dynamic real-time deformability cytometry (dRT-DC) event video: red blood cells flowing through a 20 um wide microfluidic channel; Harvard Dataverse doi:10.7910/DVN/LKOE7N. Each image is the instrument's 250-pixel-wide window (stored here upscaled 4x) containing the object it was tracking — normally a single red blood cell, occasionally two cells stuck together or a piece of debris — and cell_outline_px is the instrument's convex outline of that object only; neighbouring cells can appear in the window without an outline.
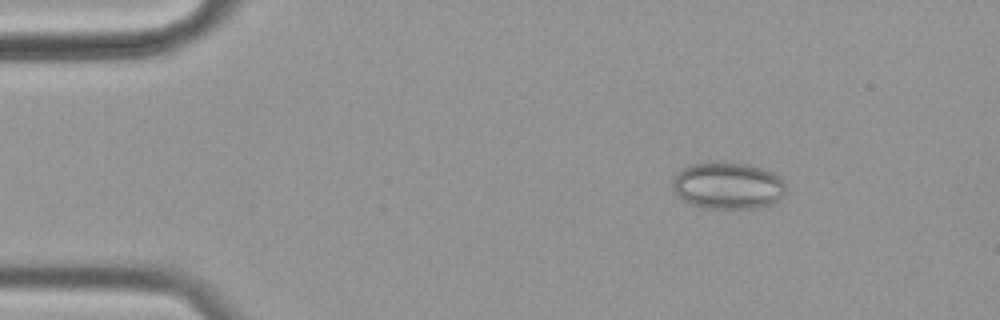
{"species": "common noctule bat (a hibernating species)", "species_latin": "Nyctalus noctula", "temperature_condition": "cold", "stored_images_in_passage": 30, "camera_frame_rate_fps": 3000, "um_per_image_px": 0.085, "animal": {"sex": "female", "body_mass_g": 19.9}, "frame": {"image": 1, "passage_image": 1, "time_ms": 0.0, "image_size_px": [1000, 320], "cell_outline_px": [[784, 192], [780, 200], [772, 204], [756, 208], [704, 208], [692, 204], [676, 196], [672, 192], [672, 180], [676, 172], [688, 164], [748, 164], [772, 172], [780, 176], [784, 180]], "centroid_in_image_um": [61.84, 15.81], "position_along_channel_um": 23.2, "area_um2": 30.81}}